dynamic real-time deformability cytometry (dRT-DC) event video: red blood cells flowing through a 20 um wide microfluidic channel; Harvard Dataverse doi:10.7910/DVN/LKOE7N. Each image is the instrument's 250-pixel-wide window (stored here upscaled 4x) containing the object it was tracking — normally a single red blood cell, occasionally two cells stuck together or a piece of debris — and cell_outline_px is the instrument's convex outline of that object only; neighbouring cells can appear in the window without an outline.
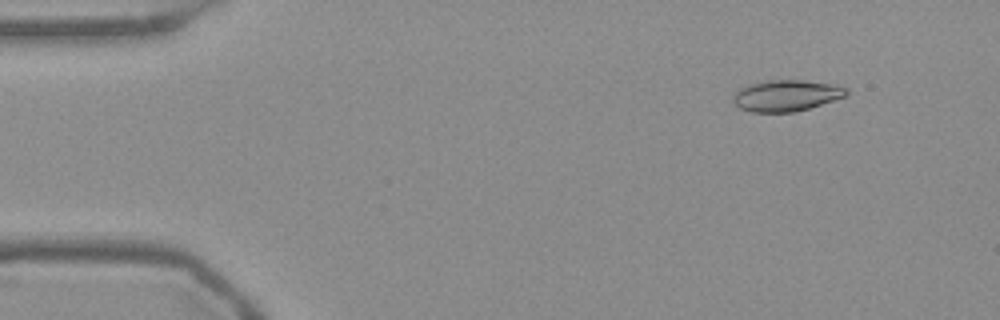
{"species": "Egyptian fruit bat (a non-hibernating species)", "species_latin": "Rousettus aegyptiacus", "temperature_condition": "warm", "stored_images_in_passage": 54, "camera_frame_rate_fps": 3000, "um_per_image_px": 0.085, "frame": {"image": 1, "passage_image": 6, "time_ms": 1.667, "image_size_px": [1000, 320], "cell_outline_px": [[848, 96], [796, 112], [752, 112], [740, 108], [732, 100], [732, 96], [740, 88], [748, 84], [768, 80], [800, 80], [832, 84], [848, 88]], "centroid_in_image_um": [66.84, 8.12], "position_along_channel_um": 18.2, "area_um2": 20.69}}
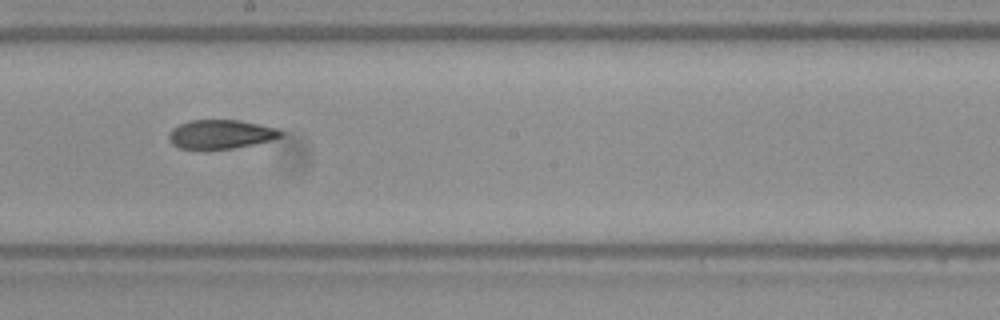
{"frame": {"image": 2, "passage_image": 30, "time_ms": 9.667, "image_size_px": [1000, 320], "cell_outline_px": [[284, 132], [280, 136], [272, 140], [232, 148], [180, 148], [172, 144], [168, 140], [168, 132], [172, 128], [180, 124], [192, 120], [240, 120], [260, 124], [276, 128]], "centroid_in_image_um": [18.75, 11.39], "position_along_channel_um": 229.5, "area_um2": 18.67}}
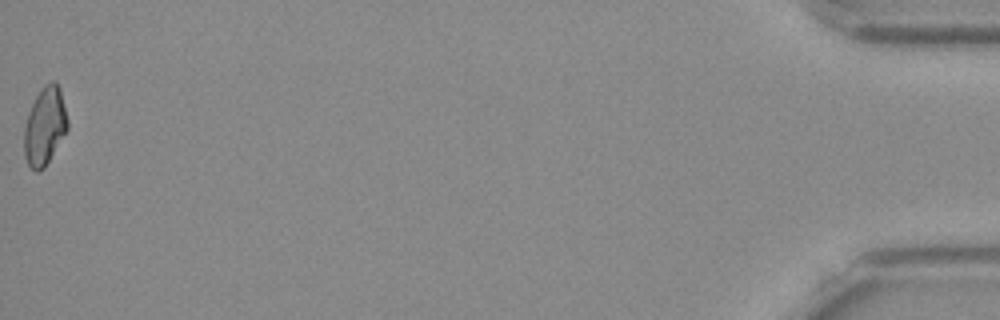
{"frame": {"image": 3, "passage_image": 54, "time_ms": 17.667, "image_size_px": [1000, 320], "cell_outline_px": [[68, 128], [44, 168], [40, 172], [36, 172], [28, 164], [24, 156], [24, 128], [28, 112], [40, 88], [44, 84], [52, 80], [56, 80], [60, 88], [68, 120]], "centroid_in_image_um": [3.8, 10.69], "position_along_channel_um": 431.4, "area_um2": 19.77}, "authors_computed_cell_mechanics": {"area_um2": 19.7676, "velocity_mm_per_s": 3.7931, "shape_relaxation_time_tau1_ms": null, "shape_relaxation_time_tau2_ms": 3.5675, "deformation_change_tau1": null, "deformation_change_tau2": 0.0977}}